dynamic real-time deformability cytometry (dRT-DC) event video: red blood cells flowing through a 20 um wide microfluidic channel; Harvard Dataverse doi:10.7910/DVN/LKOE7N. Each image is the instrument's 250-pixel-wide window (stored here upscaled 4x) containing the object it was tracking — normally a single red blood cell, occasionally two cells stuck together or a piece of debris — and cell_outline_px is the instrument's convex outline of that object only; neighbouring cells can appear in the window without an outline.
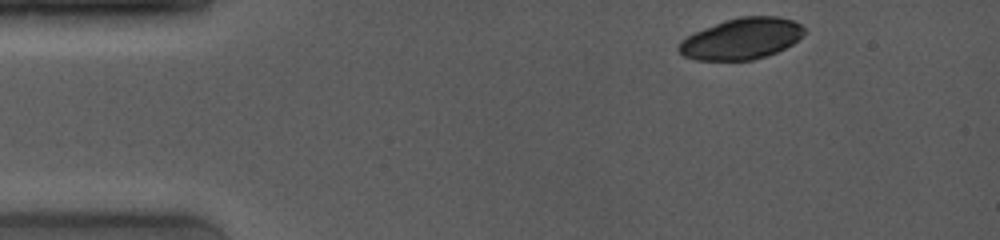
{"species": "common noctule bat (a hibernating species)", "species_latin": "Nyctalus noctula", "temperature_condition": "room temperature", "stored_images_in_passage": 8, "camera_frame_rate_fps": 4000, "um_per_image_px": 0.085, "animal": {"sex": "female", "body_mass_g": 19.0, "forearm_length_mm": 53.3}, "frame": {"image": 1, "passage_image": 1, "time_ms": 0.0, "image_size_px": [1000, 240], "cell_outline_px": [[808, 32], [804, 36], [792, 44], [776, 52], [752, 60], [696, 60], [684, 56], [676, 48], [680, 40], [704, 28], [724, 20], [740, 16], [776, 16], [792, 20], [800, 24]], "centroid_in_image_um": [63.05, 3.28], "position_along_channel_um": 22.0, "area_um2": 30.17}}